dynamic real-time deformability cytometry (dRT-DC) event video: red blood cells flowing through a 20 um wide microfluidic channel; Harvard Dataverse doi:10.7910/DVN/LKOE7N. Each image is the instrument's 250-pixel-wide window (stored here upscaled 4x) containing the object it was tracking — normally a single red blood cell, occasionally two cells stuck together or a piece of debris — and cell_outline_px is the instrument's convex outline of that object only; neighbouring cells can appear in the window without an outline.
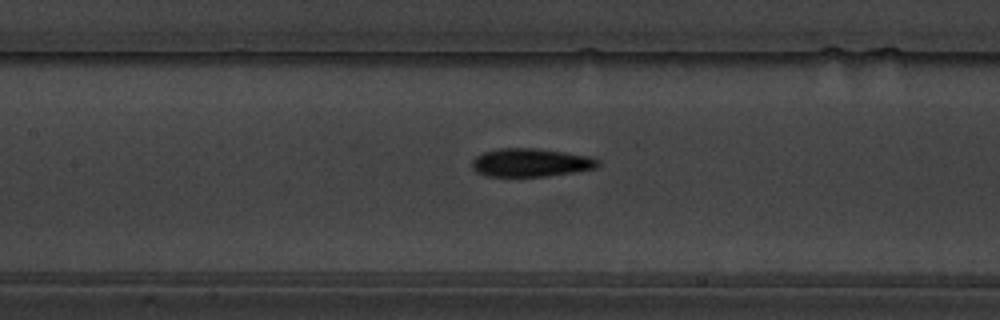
{"species": "common noctule bat (a hibernating species)", "species_latin": "Nyctalus noctula", "temperature_condition": "warm", "stored_images_in_passage": 38, "camera_frame_rate_fps": 3000, "um_per_image_px": 0.085, "animal": {"sex": "male", "body_mass_g": 19.5, "forearm_length_mm": 54.6}, "frame": {"image": 1, "passage_image": 13, "time_ms": 4.0, "image_size_px": [1000, 320], "cell_outline_px": [[600, 164], [596, 168], [576, 172], [548, 176], [488, 176], [476, 172], [472, 168], [472, 160], [476, 156], [484, 152], [500, 148], [536, 148], [596, 156], [600, 160]], "centroid_in_image_um": [45.18, 13.81], "position_along_channel_um": 162.2, "area_um2": 21.1}}
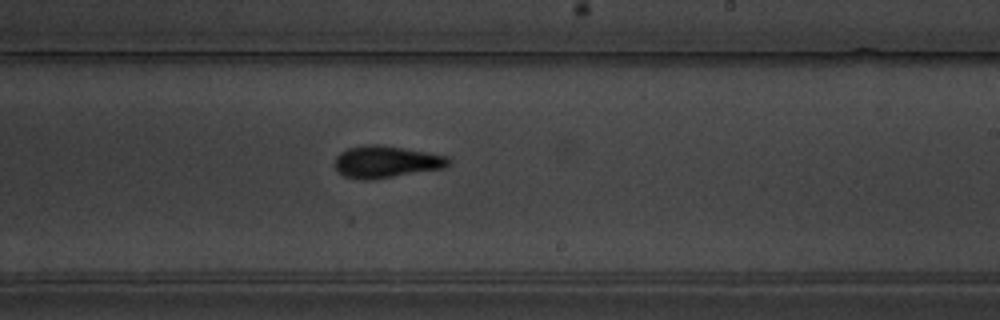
{"frame": {"image": 2, "passage_image": 21, "time_ms": 6.667, "image_size_px": [1000, 320], "cell_outline_px": [[452, 160], [444, 168], [372, 180], [364, 180], [344, 176], [336, 172], [336, 156], [340, 152], [348, 148], [364, 144], [380, 144], [448, 156]], "centroid_in_image_um": [32.8, 13.75], "position_along_channel_um": 256.2, "area_um2": 21.27}}
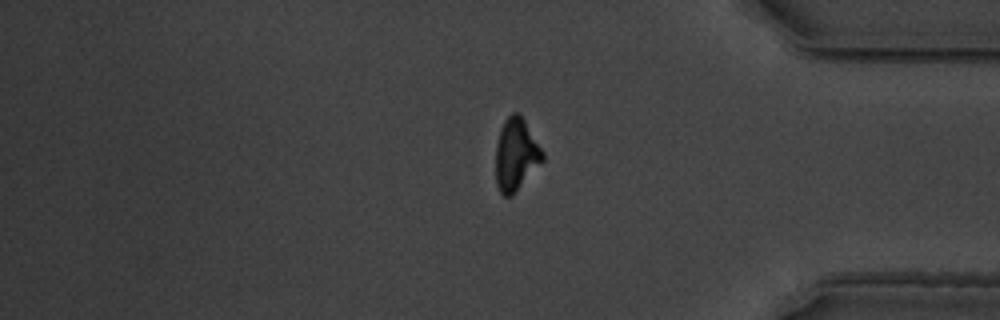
{"frame": {"image": 3, "passage_image": 34, "time_ms": 11.0, "image_size_px": [1000, 320], "cell_outline_px": [[544, 160], [516, 192], [512, 196], [504, 196], [500, 192], [496, 184], [496, 144], [500, 128], [504, 120], [512, 112], [520, 112], [544, 152]], "centroid_in_image_um": [43.86, 13.12], "position_along_channel_um": 391.3, "area_um2": 20.0}}